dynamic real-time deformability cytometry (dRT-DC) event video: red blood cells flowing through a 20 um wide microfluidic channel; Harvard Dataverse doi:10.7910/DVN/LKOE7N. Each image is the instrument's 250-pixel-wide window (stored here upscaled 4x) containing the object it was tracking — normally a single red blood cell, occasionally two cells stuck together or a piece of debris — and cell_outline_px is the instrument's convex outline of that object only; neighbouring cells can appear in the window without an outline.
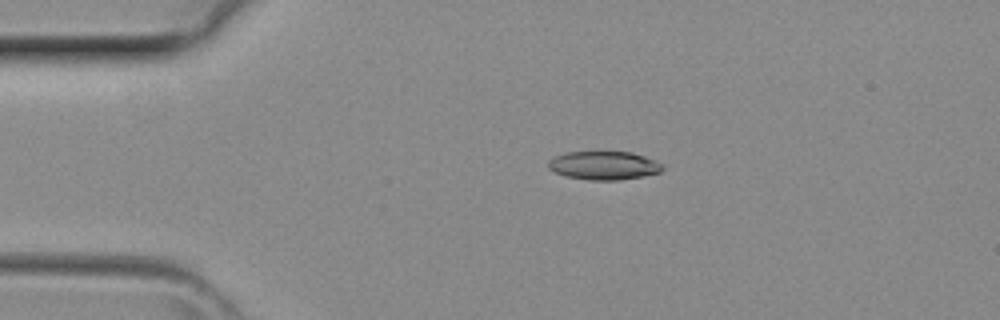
{"species": "common noctule bat (a hibernating species)", "species_latin": "Nyctalus noctula", "temperature_condition": "room temperature", "stored_images_in_passage": 2, "camera_frame_rate_fps": 3000, "um_per_image_px": 0.085, "animal": {"sex": "female", "body_mass_g": 29.2, "forearm_length_mm": 56.3}, "frame": {"image": 1, "passage_image": 1, "time_ms": 0.0, "image_size_px": [1000, 320], "cell_outline_px": [[664, 168], [660, 172], [644, 176], [616, 180], [588, 180], [564, 176], [548, 168], [548, 160], [556, 156], [568, 152], [632, 152], [656, 160], [664, 164]], "centroid_in_image_um": [51.35, 14.07], "position_along_channel_um": 33.6, "area_um2": 19.02}}